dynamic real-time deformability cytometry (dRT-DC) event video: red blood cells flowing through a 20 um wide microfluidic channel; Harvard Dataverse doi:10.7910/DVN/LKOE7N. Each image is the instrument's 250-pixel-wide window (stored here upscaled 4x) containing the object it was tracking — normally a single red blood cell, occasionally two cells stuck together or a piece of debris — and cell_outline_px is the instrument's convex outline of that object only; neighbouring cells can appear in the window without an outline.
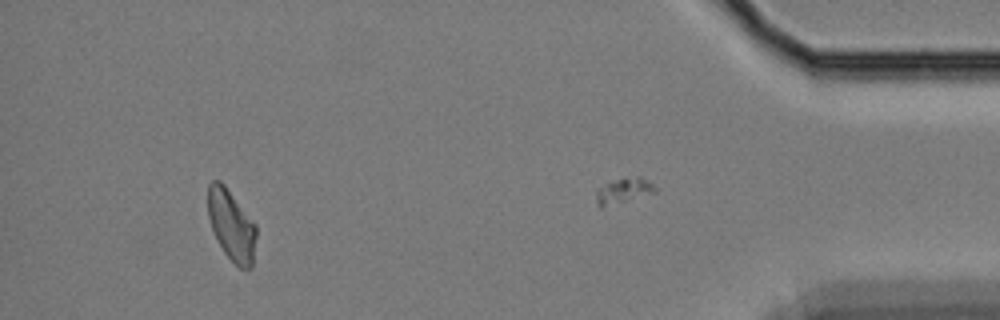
{"species": "Egyptian fruit bat (a non-hibernating species)", "species_latin": "Rousettus aegyptiacus", "temperature_condition": "cold", "stored_images_in_passage": 39, "camera_frame_rate_fps": 3000, "um_per_image_px": 0.085, "animal": {"sex": "female"}, "frame": {"image": 1, "passage_image": 38, "time_ms": 12.333, "image_size_px": [1000, 320], "cell_outline_px": [[256, 236], [252, 268], [240, 268], [224, 252], [216, 240], [208, 216], [208, 184], [212, 180], [220, 180], [224, 184], [256, 224]], "centroid_in_image_um": [19.67, 19.13], "position_along_channel_um": 415.5, "area_um2": 19.88}}